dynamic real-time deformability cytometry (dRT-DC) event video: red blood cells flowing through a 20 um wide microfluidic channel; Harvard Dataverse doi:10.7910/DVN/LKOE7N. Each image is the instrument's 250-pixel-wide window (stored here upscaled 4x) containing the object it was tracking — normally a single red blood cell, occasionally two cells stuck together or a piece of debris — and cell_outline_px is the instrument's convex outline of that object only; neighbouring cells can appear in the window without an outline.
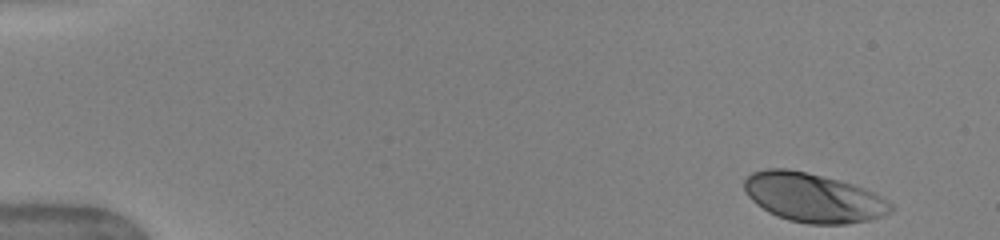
{"species": "human", "species_latin": "Homo sapiens", "temperature_condition": "warm", "stored_images_in_passage": 41, "camera_frame_rate_fps": 3000, "um_per_image_px": 0.085, "donor": {"sex": "female"}, "frame": {"image": 1, "passage_image": 1, "time_ms": 0.0, "image_size_px": [1000, 240], "cell_outline_px": [[896, 208], [892, 212], [884, 216], [868, 220], [848, 224], [808, 224], [788, 220], [776, 216], [768, 212], [756, 204], [744, 192], [744, 180], [752, 172], [768, 168], [784, 168], [804, 172], [852, 184], [864, 188], [888, 200]], "centroid_in_image_um": [69.13, 16.82], "position_along_channel_um": 15.9, "area_um2": 41.91}}
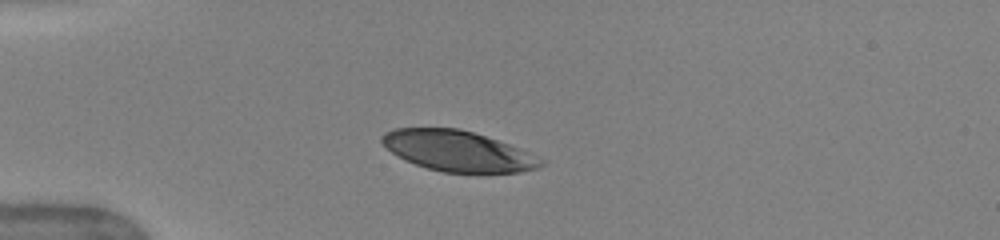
{"frame": {"image": 2, "passage_image": 11, "time_ms": 3.333, "image_size_px": [1000, 240], "cell_outline_px": [[548, 160], [540, 168], [520, 172], [444, 172], [428, 168], [404, 160], [380, 144], [380, 136], [384, 132], [396, 128], [460, 128], [520, 148]], "centroid_in_image_um": [38.92, 12.83], "position_along_channel_um": 46.1, "area_um2": 37.63}}
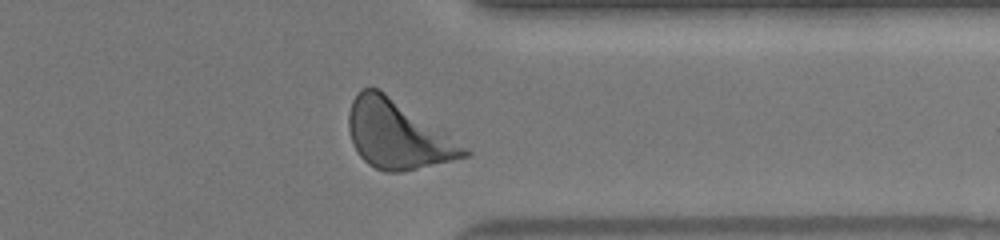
{"frame": {"image": 3, "passage_image": 38, "time_ms": 12.333, "image_size_px": [1000, 240], "cell_outline_px": [[472, 152], [468, 156], [452, 160], [400, 172], [384, 172], [368, 164], [360, 156], [352, 144], [348, 128], [348, 112], [352, 100], [356, 92], [360, 88], [376, 88], [384, 92], [468, 148]], "centroid_in_image_um": [33.74, 11.45], "position_along_channel_um": 377.7, "area_um2": 45.26}, "authors_computed_cell_mechanics": {"area_um2": 40.9224, "velocity_mm_per_s": 4.0061, "shape_relaxation_time_tau1_ms": 2.4799, "shape_relaxation_time_tau2_ms": null, "deformation_change_tau1": 0.1448, "deformation_change_tau2": null}}